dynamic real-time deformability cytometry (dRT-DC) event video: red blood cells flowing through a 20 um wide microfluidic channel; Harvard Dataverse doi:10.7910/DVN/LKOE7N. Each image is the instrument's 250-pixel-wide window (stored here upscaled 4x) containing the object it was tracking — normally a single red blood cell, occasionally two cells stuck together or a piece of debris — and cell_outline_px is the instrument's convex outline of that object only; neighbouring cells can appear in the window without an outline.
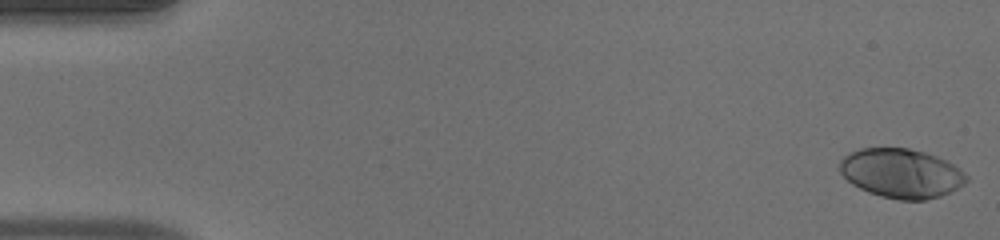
{"species": "human", "species_latin": "Homo sapiens", "temperature_condition": "warm", "stored_images_in_passage": 52, "camera_frame_rate_fps": 3000, "um_per_image_px": 0.085, "donor": {"sex": "male"}, "frame": {"image": 1, "passage_image": 1, "time_ms": 0.0, "image_size_px": [1000, 240], "cell_outline_px": [[968, 180], [964, 184], [940, 196], [924, 200], [900, 200], [880, 196], [868, 192], [852, 184], [840, 172], [840, 160], [848, 152], [860, 148], [908, 148], [924, 152], [936, 156], [952, 164], [968, 176]], "centroid_in_image_um": [76.57, 14.73], "position_along_channel_um": 8.4, "area_um2": 36.18}}
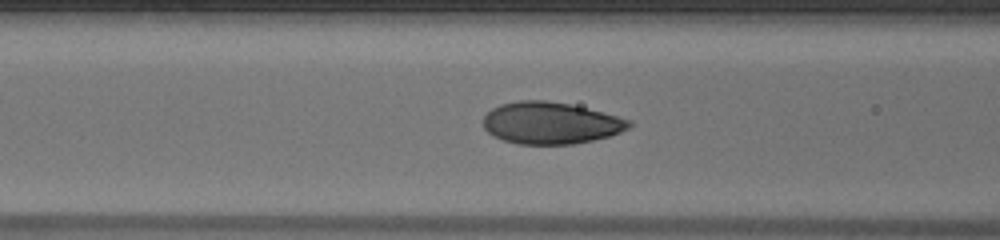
{"frame": {"image": 2, "passage_image": 21, "time_ms": 6.667, "image_size_px": [1000, 240], "cell_outline_px": [[632, 124], [628, 128], [620, 132], [608, 136], [592, 140], [572, 144], [516, 144], [492, 136], [484, 128], [484, 116], [492, 108], [500, 104], [520, 100], [544, 100], [568, 104], [632, 120]], "centroid_in_image_um": [46.76, 10.46], "position_along_channel_um": 119.8, "area_um2": 35.26}}
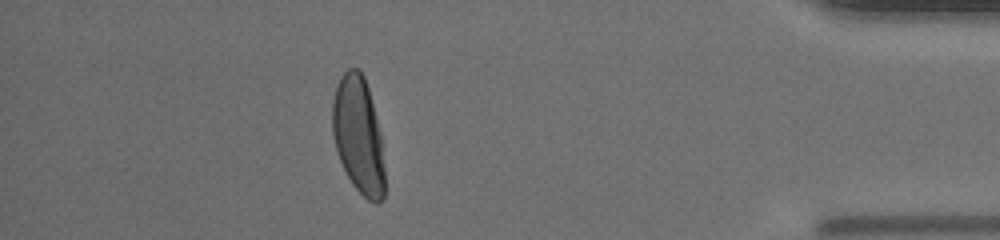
{"frame": {"image": 3, "passage_image": 46, "time_ms": 15.0, "image_size_px": [1000, 240], "cell_outline_px": [[384, 196], [376, 204], [368, 200], [352, 184], [340, 160], [336, 148], [332, 132], [332, 100], [336, 84], [340, 76], [348, 68], [360, 68], [364, 76], [368, 88], [380, 132], [384, 168]], "centroid_in_image_um": [30.44, 11.45], "position_along_channel_um": 404.8, "area_um2": 35.49}, "authors_computed_cell_mechanics": {"area_um2": 35.7204, "velocity_mm_per_s": 3.9618, "shape_relaxation_time_tau1_ms": 3.6983, "shape_relaxation_time_tau2_ms": null, "deformation_change_tau1": 0.2101, "deformation_change_tau2": null}}